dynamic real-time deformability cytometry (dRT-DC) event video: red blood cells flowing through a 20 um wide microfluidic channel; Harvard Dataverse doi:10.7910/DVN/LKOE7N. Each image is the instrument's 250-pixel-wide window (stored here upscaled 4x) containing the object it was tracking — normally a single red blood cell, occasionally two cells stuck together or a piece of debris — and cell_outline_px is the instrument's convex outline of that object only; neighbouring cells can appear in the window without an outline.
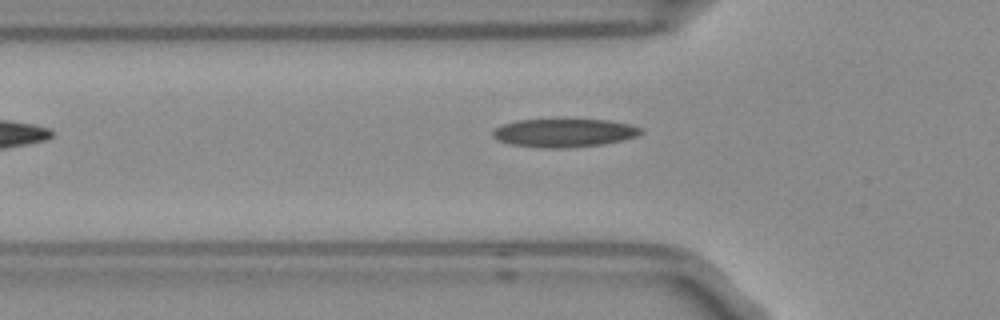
{"species": "Egyptian fruit bat (a non-hibernating species)", "species_latin": "Rousettus aegyptiacus", "temperature_condition": "room temperature", "stored_images_in_passage": 6, "camera_frame_rate_fps": 3000, "um_per_image_px": 0.085, "frame": {"image": 1, "passage_image": 4, "time_ms": 1.0, "image_size_px": [1000, 320], "cell_outline_px": [[644, 132], [636, 136], [624, 140], [604, 144], [564, 148], [540, 148], [512, 144], [500, 140], [492, 136], [492, 132], [496, 128], [504, 124], [516, 120], [564, 116], [608, 120], [632, 124], [644, 128]], "centroid_in_image_um": [48.01, 11.23], "position_along_channel_um": 77.8, "area_um2": 25.78}}
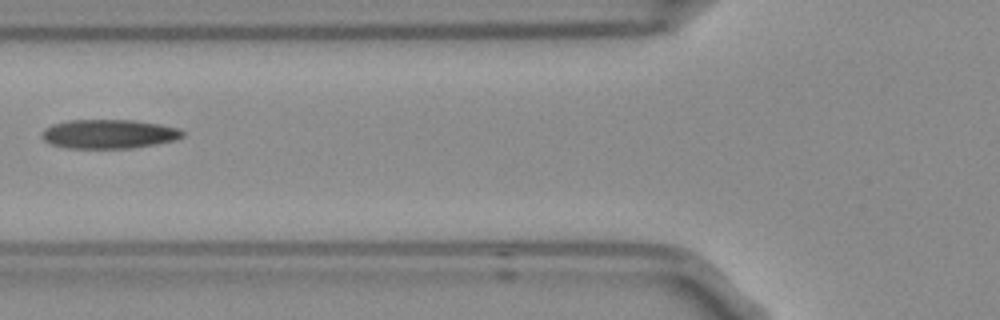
{"frame": {"image": 2, "passage_image": 5, "time_ms": 1.333, "image_size_px": [1000, 320], "cell_outline_px": [[184, 136], [176, 140], [132, 148], [68, 148], [52, 144], [44, 140], [40, 136], [40, 132], [44, 128], [52, 124], [68, 120], [136, 120], [160, 124], [180, 128], [184, 132]], "centroid_in_image_um": [9.25, 11.38], "position_along_channel_um": 116.6, "area_um2": 24.04}}